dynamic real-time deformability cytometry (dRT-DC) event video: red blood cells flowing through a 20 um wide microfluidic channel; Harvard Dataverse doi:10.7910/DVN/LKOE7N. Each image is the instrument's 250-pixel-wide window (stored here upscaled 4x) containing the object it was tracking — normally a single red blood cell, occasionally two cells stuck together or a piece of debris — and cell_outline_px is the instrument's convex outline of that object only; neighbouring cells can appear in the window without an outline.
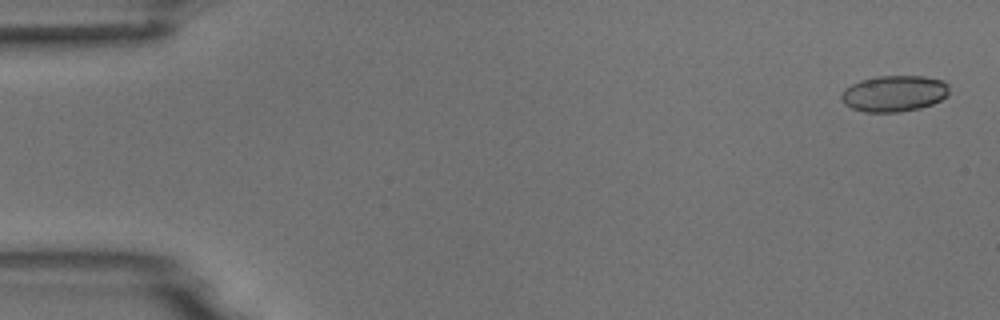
{"species": "common noctule bat (a hibernating species)", "species_latin": "Nyctalus noctula", "temperature_condition": "room temperature", "stored_images_in_passage": 4, "camera_frame_rate_fps": 3000, "um_per_image_px": 0.085, "animal": {"sex": "male", "body_mass_g": 18.8}, "frame": {"image": 1, "passage_image": 1, "time_ms": 0.0, "image_size_px": [1000, 320], "cell_outline_px": [[948, 96], [932, 104], [920, 108], [900, 112], [864, 112], [852, 108], [844, 104], [840, 96], [844, 88], [860, 80], [876, 76], [924, 76], [944, 80], [948, 84]], "centroid_in_image_um": [76.0, 7.94], "position_along_channel_um": 9.0, "area_um2": 22.95}}
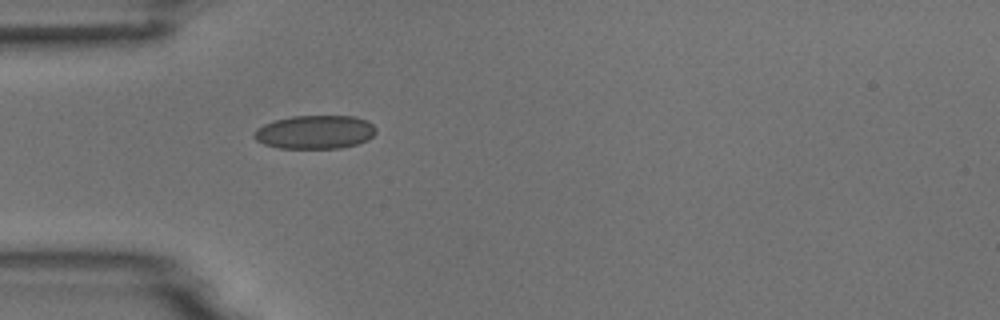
{"frame": {"image": 2, "passage_image": 4, "time_ms": 4.667, "image_size_px": [1000, 320], "cell_outline_px": [[376, 132], [368, 140], [356, 144], [340, 148], [280, 148], [264, 144], [256, 140], [252, 136], [252, 132], [256, 128], [264, 124], [276, 120], [292, 116], [356, 116], [368, 120], [376, 128]], "centroid_in_image_um": [26.77, 11.22], "position_along_channel_um": 58.2, "area_um2": 23.99}}